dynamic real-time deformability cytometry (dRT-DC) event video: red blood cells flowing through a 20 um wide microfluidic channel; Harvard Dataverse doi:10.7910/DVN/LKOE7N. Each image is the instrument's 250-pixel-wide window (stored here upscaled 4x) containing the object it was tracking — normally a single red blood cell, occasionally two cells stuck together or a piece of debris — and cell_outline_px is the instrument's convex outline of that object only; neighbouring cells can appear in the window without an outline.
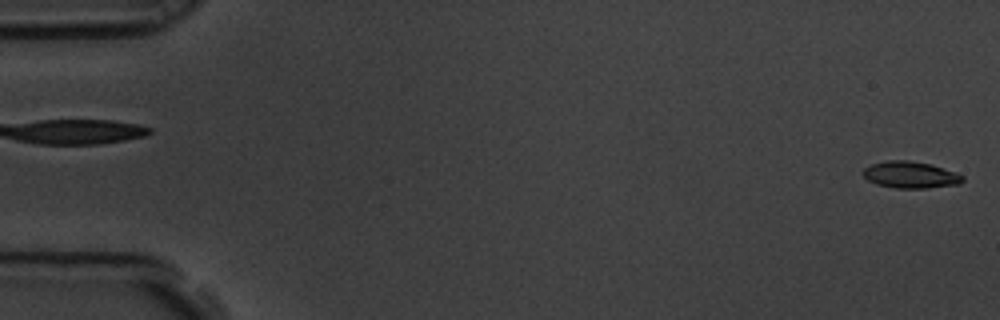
{"species": "common noctule bat (a hibernating species)", "species_latin": "Nyctalus noctula", "temperature_condition": "room temperature", "stored_images_in_passage": 3, "camera_frame_rate_fps": 3000, "um_per_image_px": 0.085, "animal": {"sex": "male", "body_mass_g": 19.5, "forearm_length_mm": 54.6}, "frame": {"image": 1, "passage_image": 3, "time_ms": 0.667, "image_size_px": [1000, 320], "cell_outline_px": [[964, 180], [960, 184], [928, 188], [896, 188], [876, 184], [868, 180], [860, 172], [864, 168], [872, 164], [888, 160], [908, 160], [932, 164], [964, 176]], "centroid_in_image_um": [77.37, 14.86], "position_along_channel_um": 7.6, "area_um2": 15.55}}